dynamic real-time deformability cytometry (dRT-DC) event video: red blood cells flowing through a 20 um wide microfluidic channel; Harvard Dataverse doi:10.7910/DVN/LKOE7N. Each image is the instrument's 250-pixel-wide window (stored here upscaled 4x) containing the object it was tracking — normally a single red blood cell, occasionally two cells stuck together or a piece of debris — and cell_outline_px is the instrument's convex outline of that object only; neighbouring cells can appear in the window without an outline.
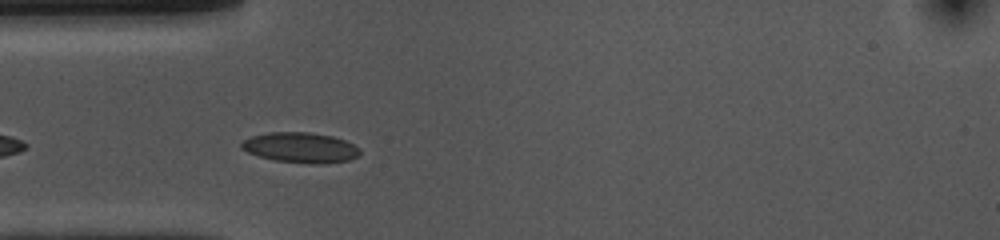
{"species": "common noctule bat (a hibernating species)", "species_latin": "Nyctalus noctula", "temperature_condition": "cold", "stored_images_in_passage": 11, "camera_frame_rate_fps": 3000, "um_per_image_px": 0.085, "animal": {"sex": "female", "body_mass_g": 10.0, "forearm_length_mm": 53.1}, "frame": {"image": 1, "passage_image": 4, "time_ms": 1.0, "image_size_px": [1000, 240], "cell_outline_px": [[360, 156], [348, 160], [276, 160], [260, 156], [248, 152], [240, 148], [240, 144], [244, 140], [252, 136], [268, 132], [308, 132], [332, 136], [344, 140], [360, 148]], "centroid_in_image_um": [25.49, 12.47], "position_along_channel_um": 59.5, "area_um2": 19.65}}
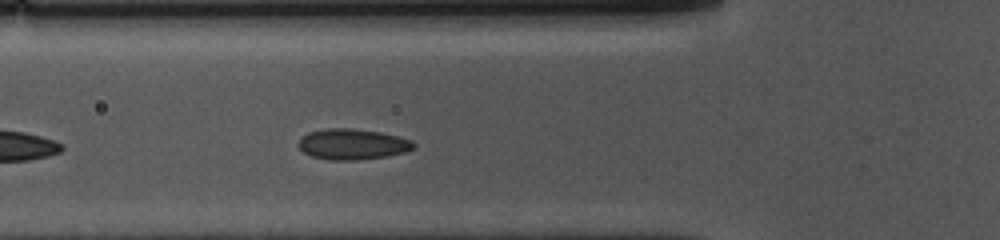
{"frame": {"image": 2, "passage_image": 7, "time_ms": 2.0, "image_size_px": [1000, 240], "cell_outline_px": [[416, 144], [412, 148], [404, 152], [384, 156], [356, 160], [328, 160], [312, 156], [304, 152], [296, 144], [308, 132], [324, 128], [352, 128], [380, 132], [412, 140]], "centroid_in_image_um": [29.92, 12.25], "position_along_channel_um": 95.9, "area_um2": 20.46}}